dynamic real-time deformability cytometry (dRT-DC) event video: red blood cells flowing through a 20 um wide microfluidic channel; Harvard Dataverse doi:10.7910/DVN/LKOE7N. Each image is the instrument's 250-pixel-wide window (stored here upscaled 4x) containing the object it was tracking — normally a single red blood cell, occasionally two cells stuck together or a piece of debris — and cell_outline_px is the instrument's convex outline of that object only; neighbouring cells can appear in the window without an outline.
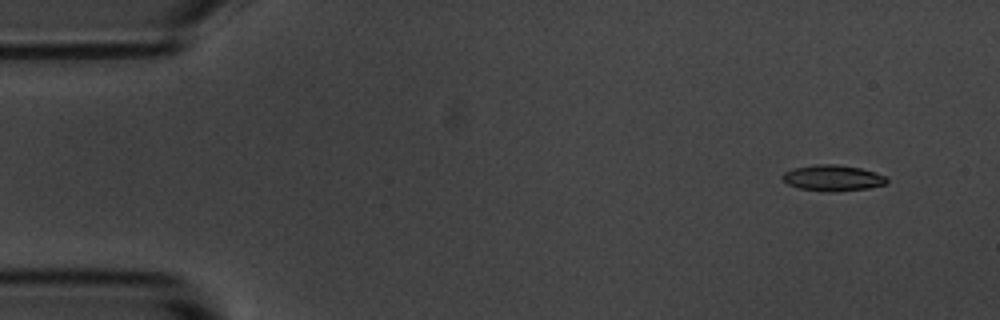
{"species": "common noctule bat (a hibernating species)", "species_latin": "Nyctalus noctula", "temperature_condition": "room temperature", "stored_images_in_passage": 8, "camera_frame_rate_fps": 3000, "um_per_image_px": 0.085, "animal": {"sex": "male", "body_mass_g": 20.1, "forearm_length_mm": 53.5}, "frame": {"image": 1, "passage_image": 2, "time_ms": 1.0, "image_size_px": [1000, 320], "cell_outline_px": [[888, 184], [868, 188], [836, 192], [828, 192], [800, 188], [788, 184], [780, 176], [784, 172], [792, 168], [816, 164], [840, 164], [860, 168], [884, 176], [888, 180]], "centroid_in_image_um": [70.77, 15.13], "position_along_channel_um": 14.2, "area_um2": 15.84}}
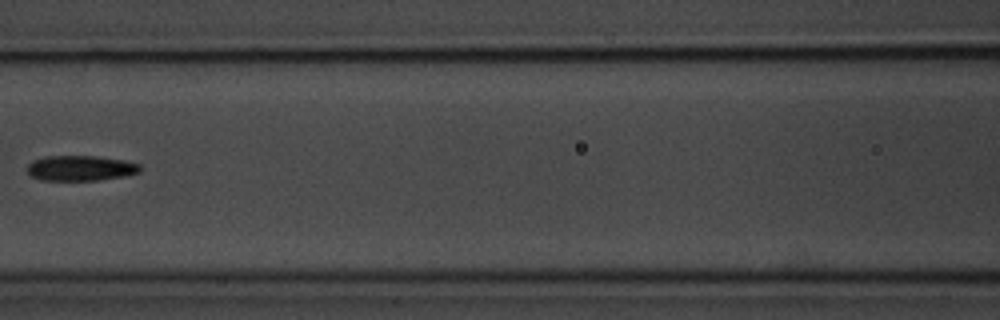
{"frame": {"image": 2, "passage_image": 7, "time_ms": 7.667, "image_size_px": [1000, 320], "cell_outline_px": [[140, 172], [124, 176], [96, 180], [40, 180], [28, 176], [28, 164], [32, 160], [44, 156], [96, 156], [124, 160], [140, 164]], "centroid_in_image_um": [6.8, 14.29], "position_along_channel_um": 159.8, "area_um2": 16.7}}
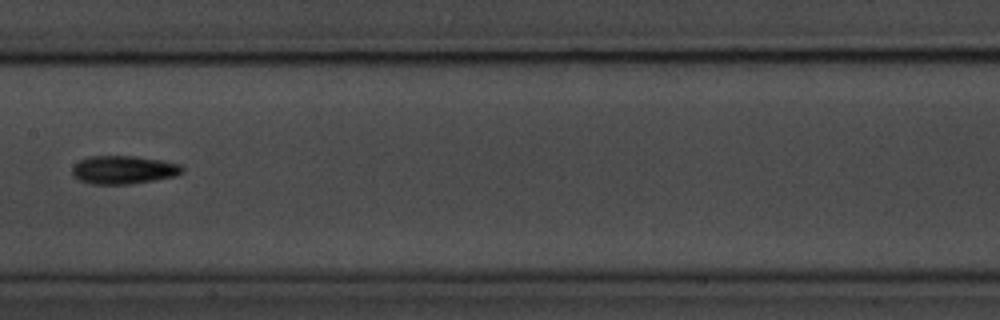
{"frame": {"image": 3, "passage_image": 8, "time_ms": 8.667, "image_size_px": [1000, 320], "cell_outline_px": [[184, 172], [176, 176], [128, 184], [92, 184], [80, 180], [72, 176], [72, 168], [80, 160], [88, 156], [132, 156], [160, 160], [180, 164], [184, 168]], "centroid_in_image_um": [10.5, 14.43], "position_along_channel_um": 196.9, "area_um2": 18.03}}